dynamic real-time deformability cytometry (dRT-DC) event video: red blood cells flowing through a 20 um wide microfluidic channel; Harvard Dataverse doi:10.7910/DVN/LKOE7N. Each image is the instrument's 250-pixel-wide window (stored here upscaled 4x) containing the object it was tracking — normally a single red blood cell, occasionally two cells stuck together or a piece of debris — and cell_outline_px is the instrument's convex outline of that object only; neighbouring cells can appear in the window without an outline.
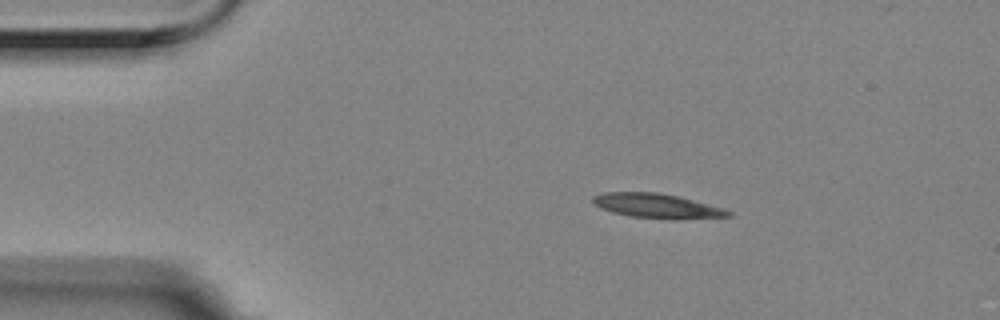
{"species": "Egyptian fruit bat (a non-hibernating species)", "species_latin": "Rousettus aegyptiacus", "temperature_condition": "room temperature", "stored_images_in_passage": 5, "camera_frame_rate_fps": 3000, "um_per_image_px": 0.085, "animal": {"sex": "female"}, "frame": {"image": 1, "passage_image": 2, "time_ms": 0.333, "image_size_px": [1000, 320], "cell_outline_px": [[732, 216], [672, 220], [632, 216], [612, 212], [596, 204], [592, 200], [592, 196], [604, 192], [656, 192], [680, 196], [724, 208], [732, 212]], "centroid_in_image_um": [55.91, 17.5], "position_along_channel_um": 29.1, "area_um2": 19.36}}
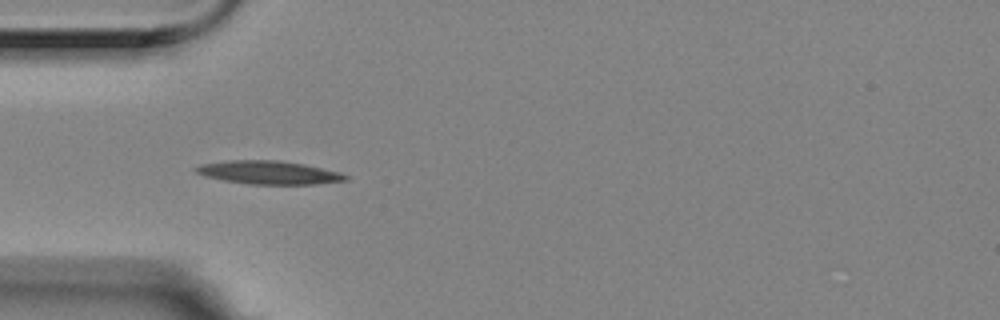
{"frame": {"image": 2, "passage_image": 4, "time_ms": 1.0, "image_size_px": [1000, 320], "cell_outline_px": [[348, 180], [312, 184], [248, 184], [224, 180], [204, 176], [196, 172], [192, 168], [200, 164], [228, 160], [276, 160], [304, 164], [340, 172], [348, 176]], "centroid_in_image_um": [22.81, 14.66], "position_along_channel_um": 62.2, "area_um2": 20.29}}
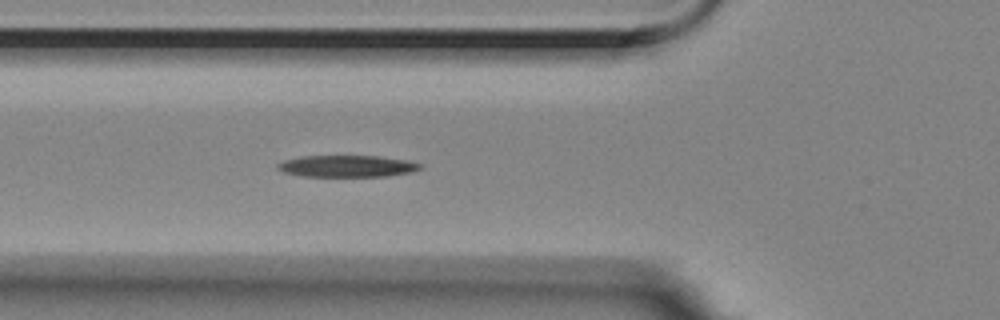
{"frame": {"image": 3, "passage_image": 5, "time_ms": 1.333, "image_size_px": [1000, 320], "cell_outline_px": [[424, 164], [420, 168], [412, 172], [388, 176], [304, 176], [284, 172], [276, 168], [276, 164], [284, 160], [300, 156], [376, 156], [408, 160]], "centroid_in_image_um": [29.51, 14.12], "position_along_channel_um": 96.3, "area_um2": 18.03}}